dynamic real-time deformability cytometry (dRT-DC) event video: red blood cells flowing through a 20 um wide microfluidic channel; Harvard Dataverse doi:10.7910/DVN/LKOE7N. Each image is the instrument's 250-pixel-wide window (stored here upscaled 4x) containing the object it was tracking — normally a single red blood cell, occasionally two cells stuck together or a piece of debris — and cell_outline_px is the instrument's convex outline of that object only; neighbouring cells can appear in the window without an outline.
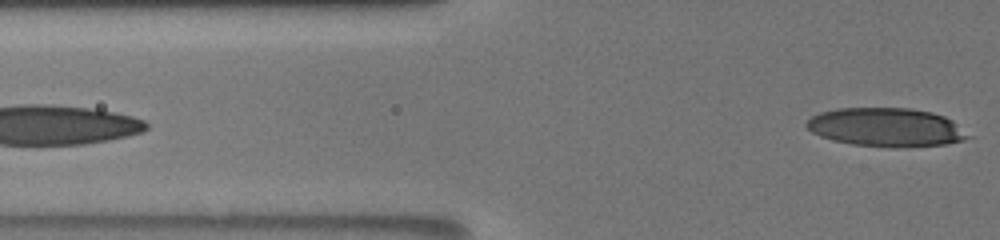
{"species": "human", "species_latin": "Homo sapiens", "temperature_condition": "room temperature", "stored_images_in_passage": 21, "segment_of_instrument_passage": [2, 2], "camera_frame_rate_fps": 3000, "um_per_image_px": 0.085, "donor": {"sex": "male"}, "frame": {"image": 1, "passage_image": 21, "time_ms": 6.333, "image_size_px": [1000, 240], "cell_outline_px": [[972, 136], [964, 140], [944, 144], [852, 144], [832, 140], [820, 136], [812, 132], [804, 124], [812, 116], [820, 112], [836, 108], [908, 108], [932, 112], [944, 116], [952, 120]], "centroid_in_image_um": [75.28, 10.76], "position_along_channel_um": 50.5, "area_um2": 35.14}}